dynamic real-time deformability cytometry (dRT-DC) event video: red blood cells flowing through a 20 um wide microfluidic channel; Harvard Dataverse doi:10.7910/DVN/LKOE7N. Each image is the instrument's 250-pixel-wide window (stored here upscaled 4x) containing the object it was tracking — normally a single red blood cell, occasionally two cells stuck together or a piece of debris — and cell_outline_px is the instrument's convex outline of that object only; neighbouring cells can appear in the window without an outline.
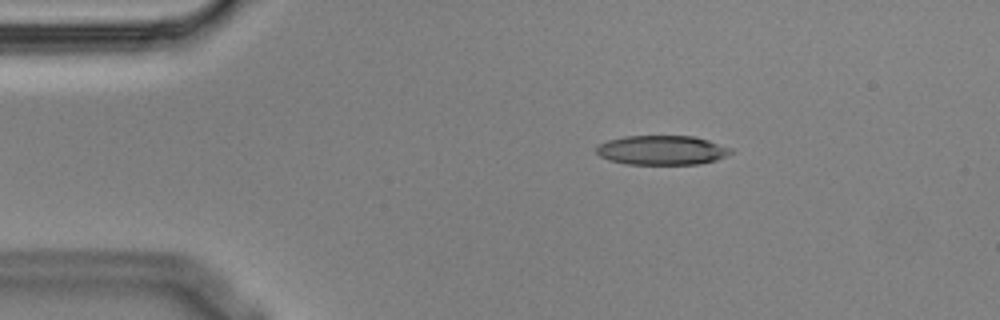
{"species": "Egyptian fruit bat (a non-hibernating species)", "species_latin": "Rousettus aegyptiacus", "temperature_condition": "cold", "stored_images_in_passage": 5, "camera_frame_rate_fps": 3000, "um_per_image_px": 0.085, "animal": {"sex": "male"}, "frame": {"image": 1, "passage_image": 2, "time_ms": 0.333, "image_size_px": [1000, 320], "cell_outline_px": [[732, 152], [716, 160], [700, 164], [624, 164], [608, 160], [600, 156], [596, 152], [596, 148], [600, 144], [608, 140], [624, 136], [692, 136], [708, 140], [732, 148]], "centroid_in_image_um": [56.24, 12.77], "position_along_channel_um": 28.8, "area_um2": 23.0}}
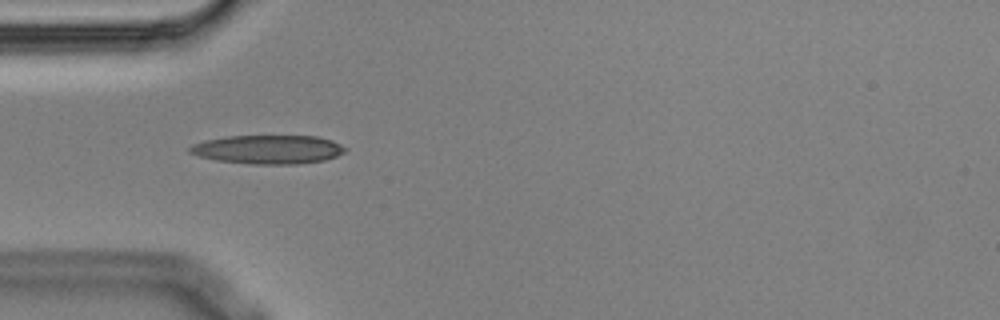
{"frame": {"image": 2, "passage_image": 4, "time_ms": 1.0, "image_size_px": [1000, 320], "cell_outline_px": [[348, 148], [344, 152], [336, 156], [324, 160], [296, 164], [248, 164], [216, 160], [200, 156], [188, 152], [188, 148], [192, 144], [204, 140], [228, 136], [316, 136], [332, 140]], "centroid_in_image_um": [22.77, 12.7], "position_along_channel_um": 62.2, "area_um2": 26.13}}
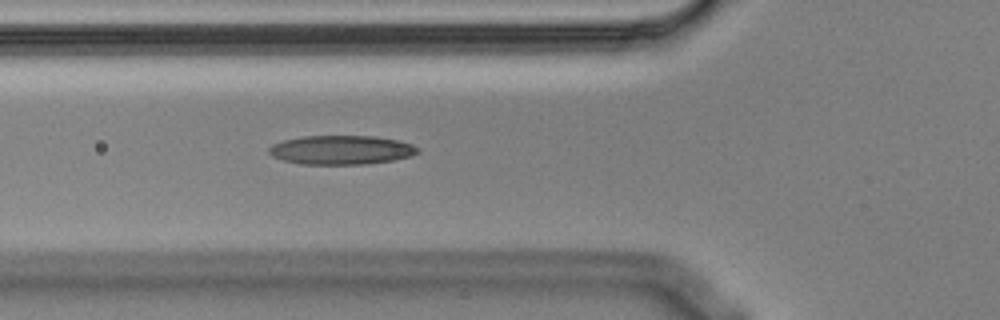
{"frame": {"image": 3, "passage_image": 5, "time_ms": 1.333, "image_size_px": [1000, 320], "cell_outline_px": [[420, 152], [412, 156], [392, 160], [364, 164], [300, 164], [284, 160], [272, 156], [268, 152], [268, 148], [272, 144], [284, 140], [304, 136], [376, 136], [396, 140], [412, 144], [420, 148]], "centroid_in_image_um": [29.02, 12.74], "position_along_channel_um": 96.8, "area_um2": 25.2}}